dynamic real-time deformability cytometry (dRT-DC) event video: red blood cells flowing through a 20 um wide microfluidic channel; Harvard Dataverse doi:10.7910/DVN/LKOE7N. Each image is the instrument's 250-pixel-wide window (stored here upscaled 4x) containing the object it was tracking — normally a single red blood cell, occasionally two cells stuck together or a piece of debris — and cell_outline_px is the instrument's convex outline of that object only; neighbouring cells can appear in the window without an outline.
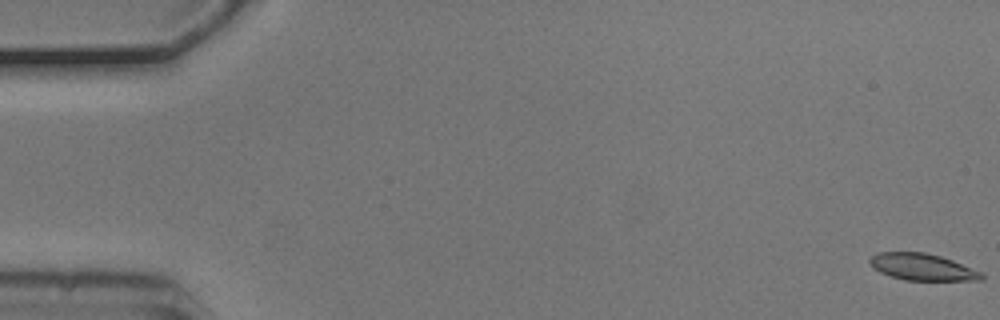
{"species": "common noctule bat (a hibernating species)", "species_latin": "Nyctalus noctula", "temperature_condition": "cold", "stored_images_in_passage": 5, "camera_frame_rate_fps": 3000, "um_per_image_px": 0.085, "animal": {"sex": "male", "body_mass_g": 20.5, "forearm_length_mm": 52.5}, "frame": {"image": 1, "passage_image": 1, "time_ms": 0.0, "image_size_px": [1000, 320], "cell_outline_px": [[984, 280], [904, 280], [880, 272], [872, 268], [868, 260], [876, 252], [924, 252], [940, 256], [952, 260], [984, 272]], "centroid_in_image_um": [78.41, 22.69], "position_along_channel_um": 6.6, "area_um2": 17.51}}
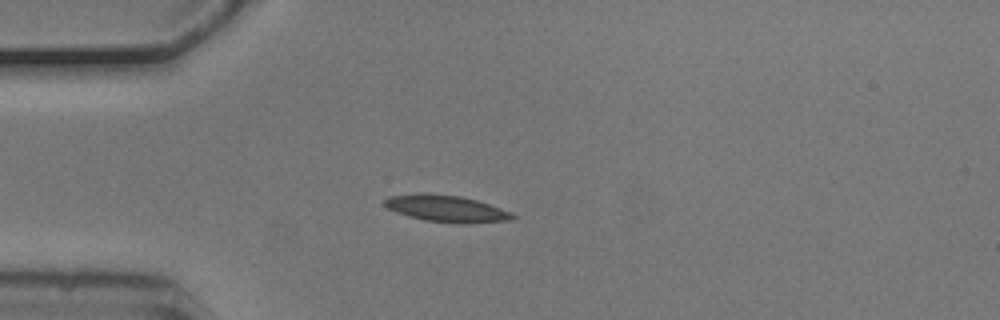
{"frame": {"image": 2, "passage_image": 5, "time_ms": 1.333, "image_size_px": [1000, 320], "cell_outline_px": [[516, 216], [512, 220], [464, 224], [460, 224], [424, 220], [408, 216], [396, 212], [388, 208], [384, 204], [384, 200], [388, 196], [420, 192], [428, 192], [460, 196], [476, 200], [512, 212]], "centroid_in_image_um": [37.92, 17.72], "position_along_channel_um": 47.1, "area_um2": 20.17}}